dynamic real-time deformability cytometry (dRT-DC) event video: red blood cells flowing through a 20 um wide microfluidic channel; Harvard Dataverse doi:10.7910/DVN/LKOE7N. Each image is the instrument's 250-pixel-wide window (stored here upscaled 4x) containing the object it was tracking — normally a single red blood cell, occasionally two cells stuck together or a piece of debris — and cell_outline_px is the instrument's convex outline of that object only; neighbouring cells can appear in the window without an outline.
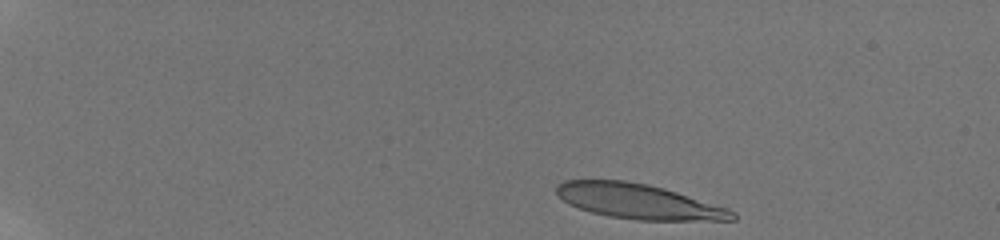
{"species": "human", "species_latin": "Homo sapiens", "temperature_condition": "room temperature", "stored_images_in_passage": 20, "camera_frame_rate_fps": 3000, "um_per_image_px": 0.085, "donor": {"sex": "male"}, "frame": {"image": 1, "passage_image": 2, "time_ms": 0.333, "image_size_px": [1000, 240], "cell_outline_px": [[736, 220], [636, 220], [608, 216], [592, 212], [568, 204], [556, 192], [556, 184], [564, 180], [624, 180], [648, 184], [664, 188], [728, 208], [736, 212]], "centroid_in_image_um": [54.28, 17.11], "position_along_channel_um": 30.7, "area_um2": 35.72}}
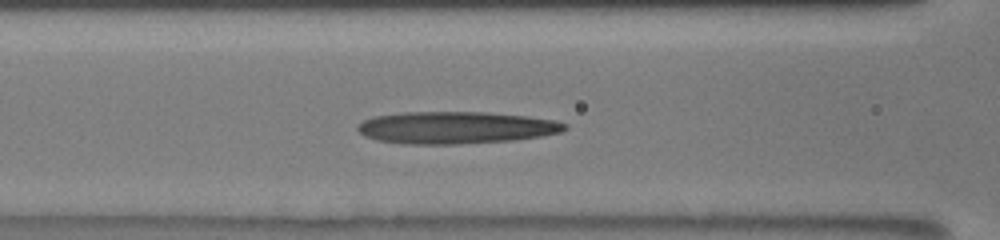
{"frame": {"image": 2, "passage_image": 17, "time_ms": 6.0, "image_size_px": [1000, 240], "cell_outline_px": [[568, 128], [560, 132], [540, 136], [512, 140], [456, 144], [400, 144], [376, 140], [364, 136], [356, 128], [356, 124], [372, 116], [404, 112], [488, 112], [524, 116], [556, 120], [568, 124]], "centroid_in_image_um": [38.69, 10.84], "position_along_channel_um": 127.9, "area_um2": 39.02}}
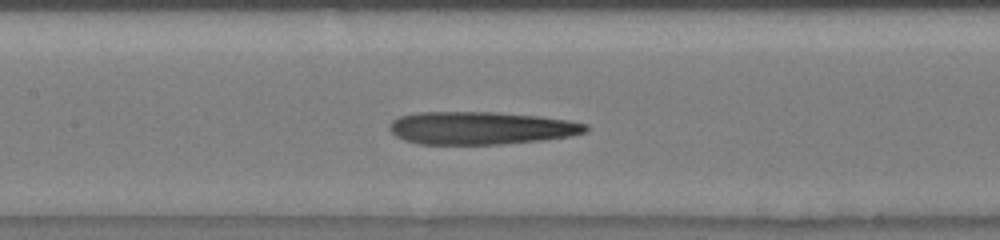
{"frame": {"image": 3, "passage_image": 19, "time_ms": 7.0, "image_size_px": [1000, 240], "cell_outline_px": [[588, 128], [584, 132], [572, 136], [544, 140], [500, 144], [420, 144], [404, 140], [396, 136], [388, 128], [388, 124], [392, 120], [400, 116], [420, 112], [496, 112], [536, 116], [568, 120], [588, 124]], "centroid_in_image_um": [40.86, 10.88], "position_along_channel_um": 166.5, "area_um2": 37.51}}